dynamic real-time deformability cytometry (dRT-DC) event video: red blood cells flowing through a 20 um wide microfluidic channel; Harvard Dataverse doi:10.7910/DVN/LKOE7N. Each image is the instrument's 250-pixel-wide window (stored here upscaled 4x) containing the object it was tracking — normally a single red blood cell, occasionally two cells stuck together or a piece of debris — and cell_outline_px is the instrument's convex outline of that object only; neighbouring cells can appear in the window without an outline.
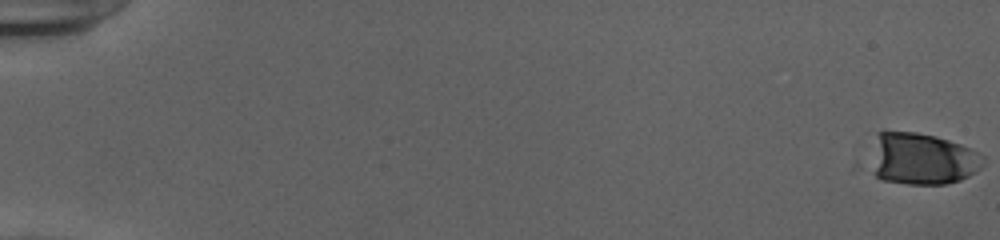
{"species": "human", "species_latin": "Homo sapiens", "temperature_condition": "cold", "stored_images_in_passage": 27, "camera_frame_rate_fps": 3000, "um_per_image_px": 0.085, "donor": {"sex": "female"}, "frame": {"image": 1, "passage_image": 1, "time_ms": 0.0, "image_size_px": [1000, 240], "cell_outline_px": [[984, 164], [976, 172], [960, 180], [944, 184], [908, 184], [884, 180], [876, 176], [876, 132], [884, 128], [916, 132], [936, 136], [960, 144], [984, 156]], "centroid_in_image_um": [78.44, 13.47], "position_along_channel_um": 6.6, "area_um2": 33.58}}
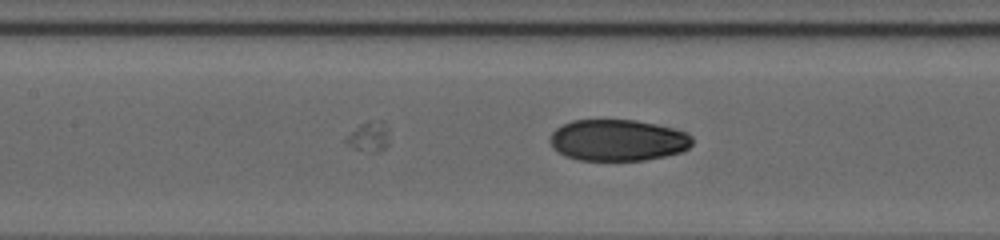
{"frame": {"image": 2, "passage_image": 27, "time_ms": 8.667, "image_size_px": [1000, 240], "cell_outline_px": [[692, 144], [688, 148], [680, 152], [664, 156], [644, 160], [576, 160], [564, 156], [552, 148], [548, 140], [552, 132], [556, 128], [572, 120], [636, 120], [684, 132], [692, 136]], "centroid_in_image_um": [52.44, 11.93], "position_along_channel_um": 155.0, "area_um2": 34.22}}